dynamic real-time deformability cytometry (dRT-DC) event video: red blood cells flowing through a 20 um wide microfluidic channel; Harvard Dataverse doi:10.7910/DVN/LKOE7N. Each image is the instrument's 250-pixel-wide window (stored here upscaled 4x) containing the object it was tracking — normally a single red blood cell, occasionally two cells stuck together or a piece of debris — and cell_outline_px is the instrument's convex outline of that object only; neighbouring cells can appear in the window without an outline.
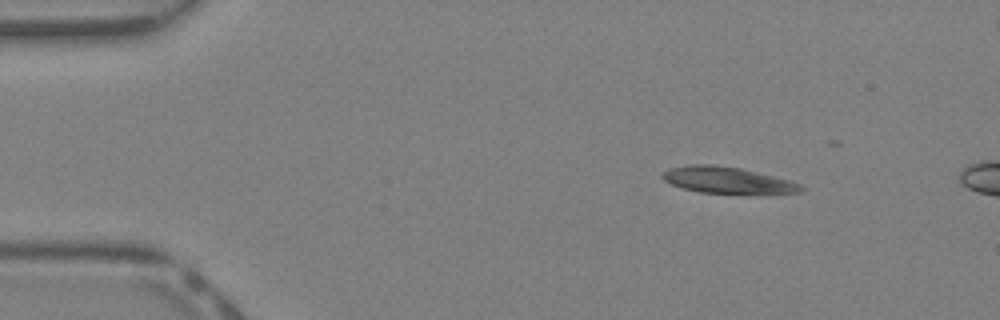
{"species": "Egyptian fruit bat (a non-hibernating species)", "species_latin": "Rousettus aegyptiacus", "temperature_condition": "warm", "stored_images_in_passage": 9, "camera_frame_rate_fps": 3000, "um_per_image_px": 0.085, "animal": {"sex": "female"}, "frame": {"image": 1, "passage_image": 6, "time_ms": 1.667, "image_size_px": [1000, 320], "cell_outline_px": [[804, 192], [700, 192], [684, 188], [672, 184], [664, 180], [660, 176], [668, 168], [688, 164], [712, 164], [740, 168], [788, 180], [800, 184], [804, 188]], "centroid_in_image_um": [61.74, 15.28], "position_along_channel_um": 23.3, "area_um2": 20.58}}